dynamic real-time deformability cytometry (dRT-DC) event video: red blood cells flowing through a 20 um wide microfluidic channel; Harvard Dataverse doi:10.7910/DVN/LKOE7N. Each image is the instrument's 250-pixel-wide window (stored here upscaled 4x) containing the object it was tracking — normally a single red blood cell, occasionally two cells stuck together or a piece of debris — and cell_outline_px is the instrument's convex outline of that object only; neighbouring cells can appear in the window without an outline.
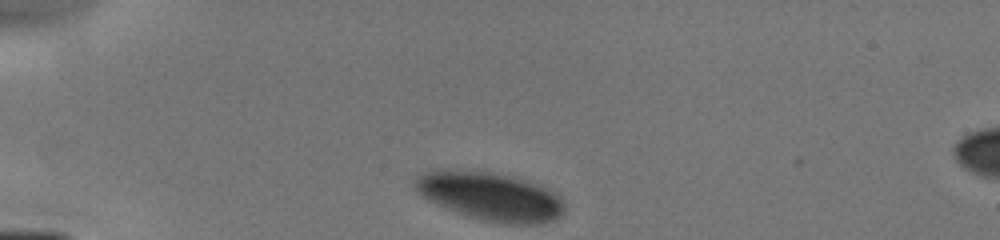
{"species": "human", "species_latin": "Homo sapiens", "temperature_condition": "cold", "stored_images_in_passage": 18, "camera_frame_rate_fps": 3000, "um_per_image_px": 0.085, "donor": {"sex": "male"}, "frame": {"image": 1, "passage_image": 1, "time_ms": 0.0, "image_size_px": [1000, 240], "cell_outline_px": [[564, 212], [560, 216], [552, 220], [540, 224], [504, 224], [484, 220], [468, 216], [456, 212], [428, 200], [416, 192], [412, 188], [412, 184], [416, 176], [432, 168], [488, 172], [508, 176], [536, 184], [556, 192], [564, 200]], "centroid_in_image_um": [41.62, 16.68], "position_along_channel_um": 43.4, "area_um2": 42.37}}
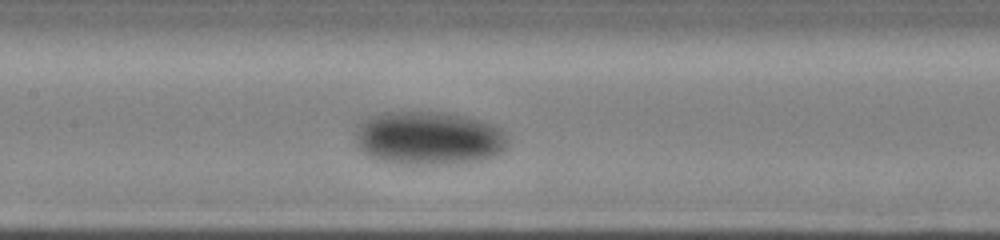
{"frame": {"image": 2, "passage_image": 11, "time_ms": 4.0, "image_size_px": [1000, 240], "cell_outline_px": [[508, 148], [496, 156], [480, 160], [448, 164], [400, 164], [380, 160], [368, 156], [356, 144], [356, 124], [360, 120], [368, 116], [384, 112], [432, 112], [464, 116], [492, 124], [500, 128], [504, 132], [508, 140]], "centroid_in_image_um": [36.42, 11.75], "position_along_channel_um": 171.0, "area_um2": 47.92}}
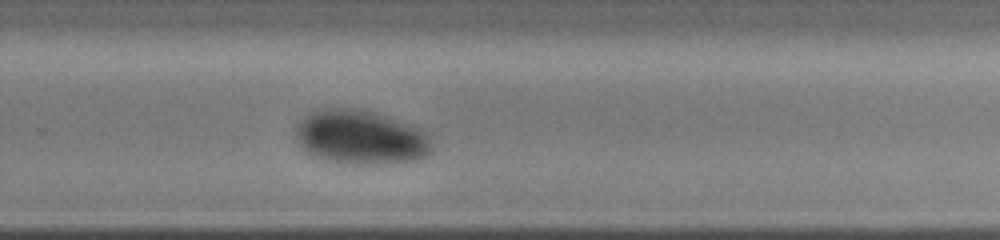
{"frame": {"image": 3, "passage_image": 18, "time_ms": 7.0, "image_size_px": [1000, 240], "cell_outline_px": [[432, 152], [424, 156], [412, 160], [372, 164], [352, 164], [328, 160], [316, 156], [308, 152], [296, 140], [296, 124], [308, 112], [316, 108], [364, 108], [388, 116], [420, 128], [428, 132], [432, 140]], "centroid_in_image_um": [30.66, 11.63], "position_along_channel_um": 299.1, "area_um2": 43.35}}